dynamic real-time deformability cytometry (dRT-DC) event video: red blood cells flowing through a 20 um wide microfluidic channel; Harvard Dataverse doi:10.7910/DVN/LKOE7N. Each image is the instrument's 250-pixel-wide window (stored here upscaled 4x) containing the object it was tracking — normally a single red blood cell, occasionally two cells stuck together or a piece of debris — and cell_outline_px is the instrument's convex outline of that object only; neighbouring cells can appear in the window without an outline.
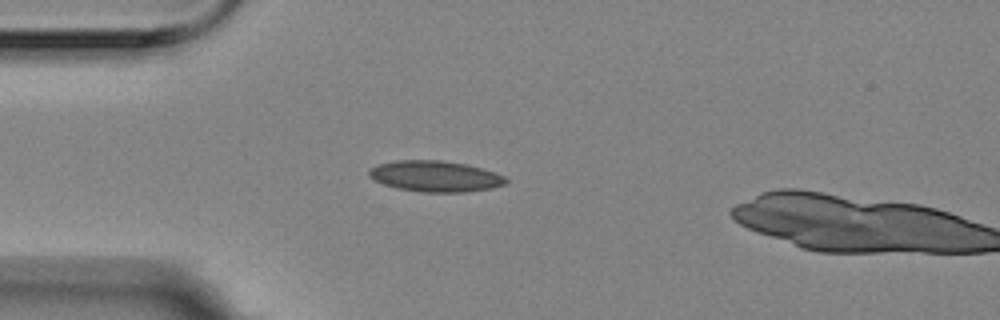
{"species": "Egyptian fruit bat (a non-hibernating species)", "species_latin": "Rousettus aegyptiacus", "temperature_condition": "room temperature", "stored_images_in_passage": 2, "camera_frame_rate_fps": 3000, "um_per_image_px": 0.085, "animal": {"sex": "female"}, "frame": {"image": 1, "passage_image": 1, "time_ms": 0.0, "image_size_px": [1000, 320], "cell_outline_px": [[508, 180], [504, 184], [492, 188], [464, 192], [420, 192], [396, 188], [384, 184], [368, 176], [368, 168], [376, 164], [396, 160], [440, 160], [468, 164], [504, 176]], "centroid_in_image_um": [36.94, 14.97], "position_along_channel_um": 48.1, "area_um2": 24.74}}